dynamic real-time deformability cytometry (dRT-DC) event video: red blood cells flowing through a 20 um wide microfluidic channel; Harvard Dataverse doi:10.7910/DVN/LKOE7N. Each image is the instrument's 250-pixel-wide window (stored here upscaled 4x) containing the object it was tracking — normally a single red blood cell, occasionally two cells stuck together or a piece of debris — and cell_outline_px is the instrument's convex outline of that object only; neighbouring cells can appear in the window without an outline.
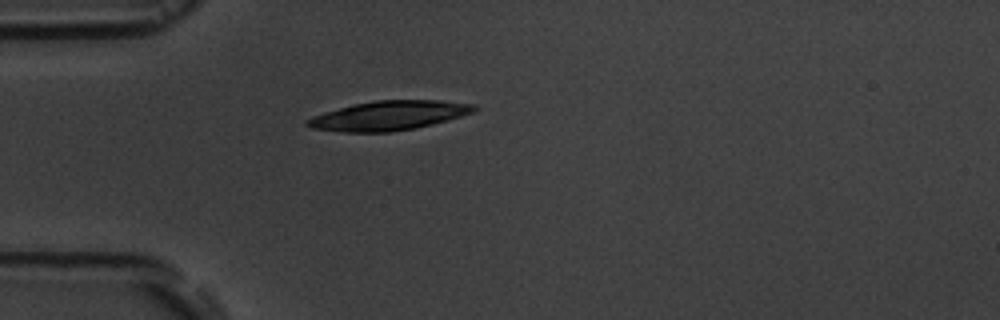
{"species": "common noctule bat (a hibernating species)", "species_latin": "Nyctalus noctula", "temperature_condition": "room temperature", "stored_images_in_passage": 1, "camera_frame_rate_fps": 3000, "um_per_image_px": 0.085, "animal": {"sex": "male", "body_mass_g": 19.5, "forearm_length_mm": 54.6}, "frame": {"image": 1, "passage_image": 1, "time_ms": 0.0, "image_size_px": [1000, 320], "cell_outline_px": [[480, 108], [472, 112], [460, 116], [432, 124], [416, 128], [388, 132], [344, 132], [312, 128], [304, 124], [304, 120], [312, 116], [324, 112], [352, 104], [376, 100], [440, 100], [476, 104]], "centroid_in_image_um": [33.03, 9.82], "position_along_channel_um": 52.0, "area_um2": 28.61}}